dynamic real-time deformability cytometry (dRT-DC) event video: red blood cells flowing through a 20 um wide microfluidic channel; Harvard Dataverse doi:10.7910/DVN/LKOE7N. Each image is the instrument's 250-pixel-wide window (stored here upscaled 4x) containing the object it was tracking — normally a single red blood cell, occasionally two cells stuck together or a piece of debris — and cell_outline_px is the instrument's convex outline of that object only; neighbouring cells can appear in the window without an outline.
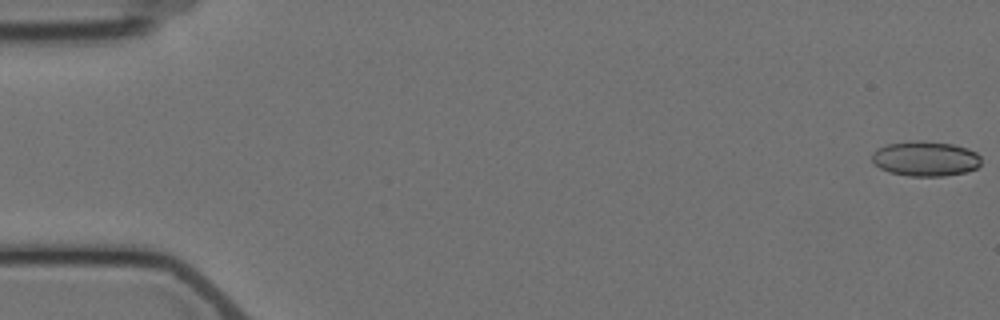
{"species": "Egyptian fruit bat (a non-hibernating species)", "species_latin": "Rousettus aegyptiacus", "temperature_condition": "cold", "stored_images_in_passage": 7, "camera_frame_rate_fps": 3000, "um_per_image_px": 0.085, "animal": {"sex": "female"}, "frame": {"image": 1, "passage_image": 1, "time_ms": 0.0, "image_size_px": [1000, 320], "cell_outline_px": [[980, 164], [976, 168], [964, 172], [944, 176], [908, 176], [888, 172], [880, 168], [872, 160], [872, 152], [876, 148], [888, 144], [920, 140], [924, 140], [952, 144], [968, 148], [976, 152], [980, 156]], "centroid_in_image_um": [78.65, 13.48], "position_along_channel_um": 6.4, "area_um2": 22.31}}
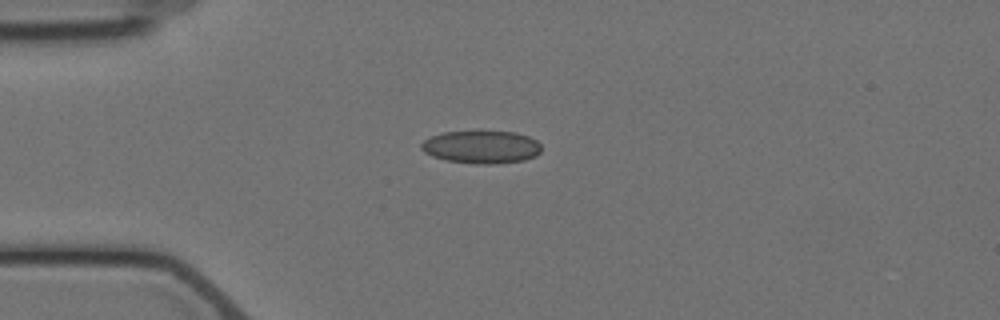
{"frame": {"image": 2, "passage_image": 5, "time_ms": 4.667, "image_size_px": [1000, 320], "cell_outline_px": [[540, 152], [536, 156], [524, 160], [488, 164], [476, 164], [444, 160], [432, 156], [424, 152], [420, 148], [420, 144], [424, 140], [432, 136], [444, 132], [480, 128], [516, 132], [528, 136], [536, 140], [540, 144]], "centroid_in_image_um": [40.9, 12.44], "position_along_channel_um": 44.1, "area_um2": 23.87}}
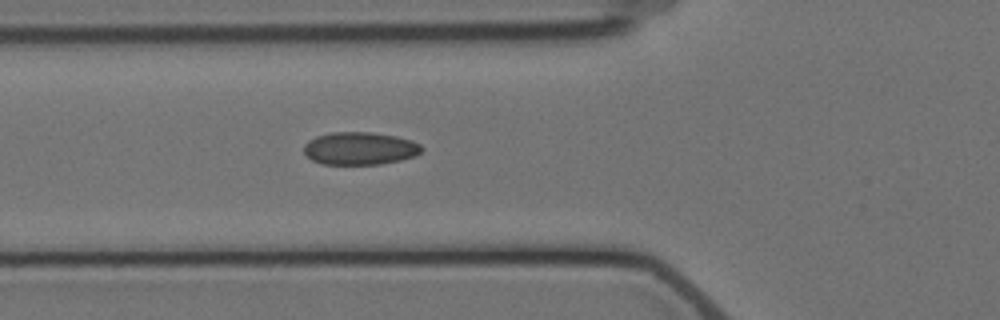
{"frame": {"image": 3, "passage_image": 7, "time_ms": 6.667, "image_size_px": [1000, 320], "cell_outline_px": [[424, 148], [416, 156], [400, 160], [380, 164], [324, 164], [312, 160], [304, 152], [304, 144], [308, 140], [316, 136], [332, 132], [372, 132], [396, 136], [412, 140], [420, 144]], "centroid_in_image_um": [30.6, 12.61], "position_along_channel_um": 95.2, "area_um2": 22.54}}